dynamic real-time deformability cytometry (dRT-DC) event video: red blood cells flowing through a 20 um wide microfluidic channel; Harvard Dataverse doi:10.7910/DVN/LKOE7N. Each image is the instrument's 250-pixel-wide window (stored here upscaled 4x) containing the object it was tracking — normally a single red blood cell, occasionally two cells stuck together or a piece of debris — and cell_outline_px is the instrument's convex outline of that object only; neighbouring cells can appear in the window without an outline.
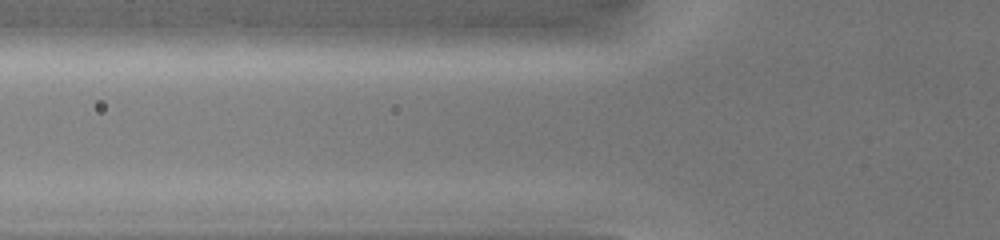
{"species": "common noctule bat (a hibernating species)", "species_latin": "Nyctalus noctula", "temperature_condition": "warm", "stored_images_in_passage": 3, "camera_frame_rate_fps": 3000, "um_per_image_px": 0.085, "animal": {"sex": "female", "body_mass_g": 19.0, "forearm_length_mm": 51.5}, "frame": {"image": 1, "passage_image": 3, "time_ms": 0.333, "image_size_px": [1000, 240], "cell_outline_px": [[616, 36], [600, 44], [536, 52], [396, 52], [392, 48], [392, 44], [412, 32], [468, 24], [584, 24]], "centroid_in_image_um": [42.63, 3.26], "position_along_channel_um": 83.2, "area_um2": 36.99}}